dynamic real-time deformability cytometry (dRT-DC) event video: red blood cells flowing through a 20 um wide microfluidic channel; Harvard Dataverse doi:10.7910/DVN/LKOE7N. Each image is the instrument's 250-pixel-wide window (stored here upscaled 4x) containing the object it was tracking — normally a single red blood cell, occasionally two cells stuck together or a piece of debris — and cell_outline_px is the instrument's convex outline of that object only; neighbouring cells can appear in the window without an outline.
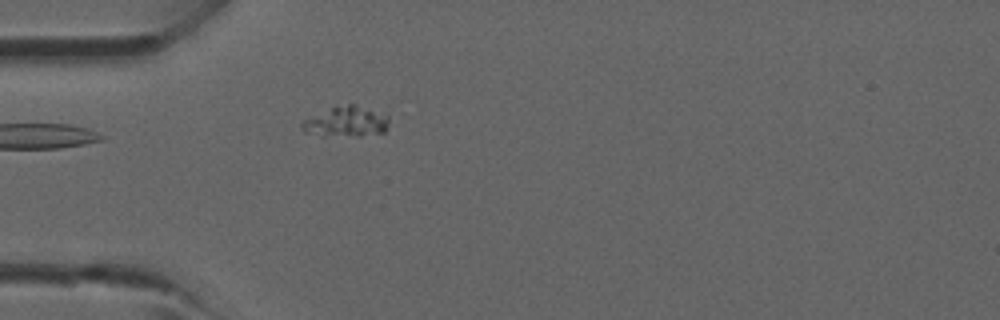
{"species": "common noctule bat (a hibernating species)", "species_latin": "Nyctalus noctula", "temperature_condition": "room temperature", "stored_images_in_passage": 3, "camera_frame_rate_fps": 3000, "um_per_image_px": 0.085, "animal": {"sex": "male", "forearm_length_mm": 52.5}, "frame": {"image": 1, "passage_image": 3, "time_ms": 3.0, "image_size_px": [1000, 320], "cell_outline_px": [[388, 124], [384, 132], [360, 136], [320, 136], [304, 132], [300, 128], [300, 124], [304, 120], [332, 108], [348, 104], [356, 104], [388, 116]], "centroid_in_image_um": [29.41, 10.37], "position_along_channel_um": 55.6, "area_um2": 15.2}}